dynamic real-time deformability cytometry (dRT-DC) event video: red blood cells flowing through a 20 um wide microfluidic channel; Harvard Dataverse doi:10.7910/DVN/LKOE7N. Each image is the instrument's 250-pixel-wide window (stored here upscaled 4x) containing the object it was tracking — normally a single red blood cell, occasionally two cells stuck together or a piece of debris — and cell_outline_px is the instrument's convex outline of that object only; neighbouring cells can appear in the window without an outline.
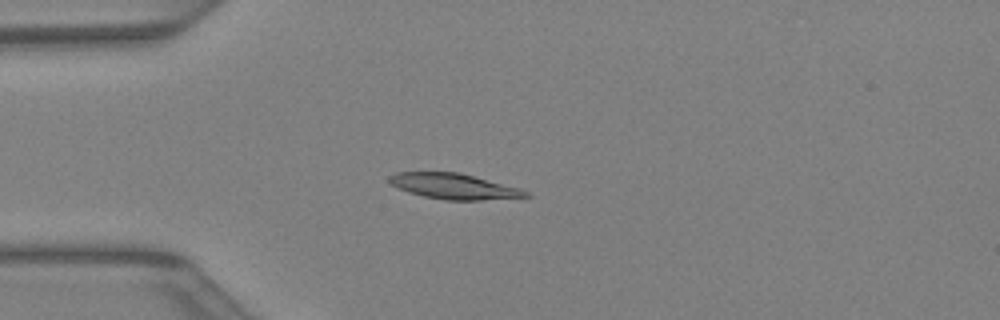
{"species": "Egyptian fruit bat (a non-hibernating species)", "species_latin": "Rousettus aegyptiacus", "temperature_condition": "warm", "stored_images_in_passage": 33, "camera_frame_rate_fps": 3000, "um_per_image_px": 0.085, "animal": {"sex": "female"}, "frame": {"image": 1, "passage_image": 3, "time_ms": 0.667, "image_size_px": [1000, 320], "cell_outline_px": [[532, 196], [480, 200], [444, 200], [424, 196], [408, 192], [392, 184], [388, 180], [388, 176], [396, 172], [460, 172], [520, 188], [528, 192]], "centroid_in_image_um": [38.59, 15.83], "position_along_channel_um": 46.4, "area_um2": 20.23}}
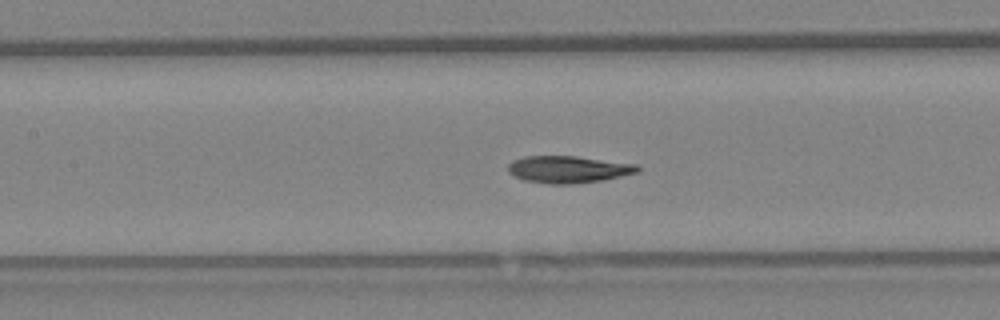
{"frame": {"image": 2, "passage_image": 11, "time_ms": 3.333, "image_size_px": [1000, 320], "cell_outline_px": [[640, 172], [604, 180], [572, 184], [548, 184], [524, 180], [508, 172], [508, 164], [512, 160], [524, 156], [576, 156], [636, 164], [640, 168]], "centroid_in_image_um": [48.31, 14.4], "position_along_channel_um": 159.1, "area_um2": 20.52}}
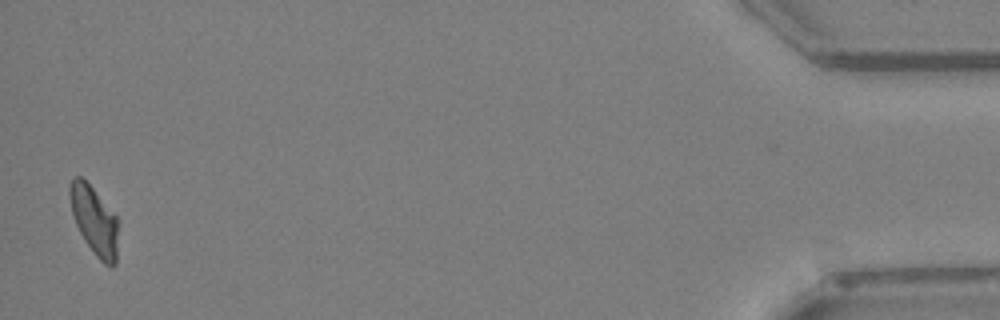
{"frame": {"image": 3, "passage_image": 33, "time_ms": 10.667, "image_size_px": [1000, 320], "cell_outline_px": [[116, 264], [112, 268], [104, 264], [96, 256], [84, 240], [76, 224], [72, 212], [68, 196], [68, 184], [76, 176], [80, 176], [92, 188], [116, 216]], "centroid_in_image_um": [7.97, 18.75], "position_along_channel_um": 427.2, "area_um2": 18.9}}